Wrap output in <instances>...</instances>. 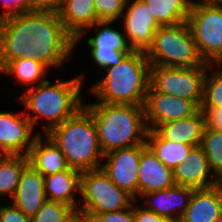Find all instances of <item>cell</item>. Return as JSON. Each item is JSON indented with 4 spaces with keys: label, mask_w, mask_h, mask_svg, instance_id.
I'll list each match as a JSON object with an SVG mask.
<instances>
[{
    "label": "cell",
    "mask_w": 222,
    "mask_h": 222,
    "mask_svg": "<svg viewBox=\"0 0 222 222\" xmlns=\"http://www.w3.org/2000/svg\"><path fill=\"white\" fill-rule=\"evenodd\" d=\"M58 13L28 11L2 19L0 70L11 60L29 58L47 68L61 66L74 49Z\"/></svg>",
    "instance_id": "6da1fadb"
},
{
    "label": "cell",
    "mask_w": 222,
    "mask_h": 222,
    "mask_svg": "<svg viewBox=\"0 0 222 222\" xmlns=\"http://www.w3.org/2000/svg\"><path fill=\"white\" fill-rule=\"evenodd\" d=\"M93 116L103 154L146 144L144 105L94 102L83 105Z\"/></svg>",
    "instance_id": "7a4b0ae2"
},
{
    "label": "cell",
    "mask_w": 222,
    "mask_h": 222,
    "mask_svg": "<svg viewBox=\"0 0 222 222\" xmlns=\"http://www.w3.org/2000/svg\"><path fill=\"white\" fill-rule=\"evenodd\" d=\"M104 70L105 77L89 89L97 102L144 105L150 82V63L145 51L132 50L119 64Z\"/></svg>",
    "instance_id": "3957f363"
},
{
    "label": "cell",
    "mask_w": 222,
    "mask_h": 222,
    "mask_svg": "<svg viewBox=\"0 0 222 222\" xmlns=\"http://www.w3.org/2000/svg\"><path fill=\"white\" fill-rule=\"evenodd\" d=\"M82 76H76L72 79L58 80L53 85L49 80L35 87L25 89L24 95L18 97L21 104L27 108L26 117L30 120L34 128L39 118L47 120L44 126V135L52 128L60 125L68 118L72 117L84 102L81 96Z\"/></svg>",
    "instance_id": "277c9868"
},
{
    "label": "cell",
    "mask_w": 222,
    "mask_h": 222,
    "mask_svg": "<svg viewBox=\"0 0 222 222\" xmlns=\"http://www.w3.org/2000/svg\"><path fill=\"white\" fill-rule=\"evenodd\" d=\"M59 147L70 168L80 172L101 168L104 154L92 114L83 106L46 133Z\"/></svg>",
    "instance_id": "5b68a950"
},
{
    "label": "cell",
    "mask_w": 222,
    "mask_h": 222,
    "mask_svg": "<svg viewBox=\"0 0 222 222\" xmlns=\"http://www.w3.org/2000/svg\"><path fill=\"white\" fill-rule=\"evenodd\" d=\"M146 55L150 66L207 67L200 57L187 21L159 27Z\"/></svg>",
    "instance_id": "8992f818"
},
{
    "label": "cell",
    "mask_w": 222,
    "mask_h": 222,
    "mask_svg": "<svg viewBox=\"0 0 222 222\" xmlns=\"http://www.w3.org/2000/svg\"><path fill=\"white\" fill-rule=\"evenodd\" d=\"M78 198V213L89 221L97 214L129 208L135 201L126 191L116 186L102 168L81 173Z\"/></svg>",
    "instance_id": "52a82bcc"
},
{
    "label": "cell",
    "mask_w": 222,
    "mask_h": 222,
    "mask_svg": "<svg viewBox=\"0 0 222 222\" xmlns=\"http://www.w3.org/2000/svg\"><path fill=\"white\" fill-rule=\"evenodd\" d=\"M187 23L200 57L214 63L222 53V3L193 0Z\"/></svg>",
    "instance_id": "ba28073f"
},
{
    "label": "cell",
    "mask_w": 222,
    "mask_h": 222,
    "mask_svg": "<svg viewBox=\"0 0 222 222\" xmlns=\"http://www.w3.org/2000/svg\"><path fill=\"white\" fill-rule=\"evenodd\" d=\"M205 74L206 67L150 66L149 85L157 92L189 99L200 108Z\"/></svg>",
    "instance_id": "9c48e42d"
},
{
    "label": "cell",
    "mask_w": 222,
    "mask_h": 222,
    "mask_svg": "<svg viewBox=\"0 0 222 222\" xmlns=\"http://www.w3.org/2000/svg\"><path fill=\"white\" fill-rule=\"evenodd\" d=\"M113 21H97L94 37L88 38L87 44L91 48V58L99 69L119 64L131 51L124 31L110 27Z\"/></svg>",
    "instance_id": "30bf717a"
},
{
    "label": "cell",
    "mask_w": 222,
    "mask_h": 222,
    "mask_svg": "<svg viewBox=\"0 0 222 222\" xmlns=\"http://www.w3.org/2000/svg\"><path fill=\"white\" fill-rule=\"evenodd\" d=\"M200 108L191 100L157 92L150 85L144 103L148 130L159 125L194 115Z\"/></svg>",
    "instance_id": "8fae6325"
},
{
    "label": "cell",
    "mask_w": 222,
    "mask_h": 222,
    "mask_svg": "<svg viewBox=\"0 0 222 222\" xmlns=\"http://www.w3.org/2000/svg\"><path fill=\"white\" fill-rule=\"evenodd\" d=\"M141 145L116 149L104 155L107 161L102 170L120 189L126 191L136 201L138 198V169Z\"/></svg>",
    "instance_id": "7c38bea8"
},
{
    "label": "cell",
    "mask_w": 222,
    "mask_h": 222,
    "mask_svg": "<svg viewBox=\"0 0 222 222\" xmlns=\"http://www.w3.org/2000/svg\"><path fill=\"white\" fill-rule=\"evenodd\" d=\"M123 31L132 50L147 51L152 45L154 34L159 28L144 0H134L125 5Z\"/></svg>",
    "instance_id": "4fadbf2b"
},
{
    "label": "cell",
    "mask_w": 222,
    "mask_h": 222,
    "mask_svg": "<svg viewBox=\"0 0 222 222\" xmlns=\"http://www.w3.org/2000/svg\"><path fill=\"white\" fill-rule=\"evenodd\" d=\"M30 120L22 113L0 112V155L28 156L36 137Z\"/></svg>",
    "instance_id": "5bb4252c"
},
{
    "label": "cell",
    "mask_w": 222,
    "mask_h": 222,
    "mask_svg": "<svg viewBox=\"0 0 222 222\" xmlns=\"http://www.w3.org/2000/svg\"><path fill=\"white\" fill-rule=\"evenodd\" d=\"M211 173L208 159L200 145L193 146L186 160L173 169L175 184L194 190L218 185L219 180L215 176L210 177Z\"/></svg>",
    "instance_id": "9a60e30c"
},
{
    "label": "cell",
    "mask_w": 222,
    "mask_h": 222,
    "mask_svg": "<svg viewBox=\"0 0 222 222\" xmlns=\"http://www.w3.org/2000/svg\"><path fill=\"white\" fill-rule=\"evenodd\" d=\"M174 185L173 169L165 166L146 144L141 145L137 200L146 193L166 190Z\"/></svg>",
    "instance_id": "2e32d148"
},
{
    "label": "cell",
    "mask_w": 222,
    "mask_h": 222,
    "mask_svg": "<svg viewBox=\"0 0 222 222\" xmlns=\"http://www.w3.org/2000/svg\"><path fill=\"white\" fill-rule=\"evenodd\" d=\"M58 15L74 46L98 21L94 0H63Z\"/></svg>",
    "instance_id": "e0dca14e"
},
{
    "label": "cell",
    "mask_w": 222,
    "mask_h": 222,
    "mask_svg": "<svg viewBox=\"0 0 222 222\" xmlns=\"http://www.w3.org/2000/svg\"><path fill=\"white\" fill-rule=\"evenodd\" d=\"M12 204L25 215L32 217L47 200L44 177L30 164L22 171L20 181L13 196Z\"/></svg>",
    "instance_id": "ac0fdd59"
},
{
    "label": "cell",
    "mask_w": 222,
    "mask_h": 222,
    "mask_svg": "<svg viewBox=\"0 0 222 222\" xmlns=\"http://www.w3.org/2000/svg\"><path fill=\"white\" fill-rule=\"evenodd\" d=\"M193 191L192 188L175 184L166 190L146 193L141 197L146 199V209L162 217H170L180 221L189 205ZM175 214L176 216H174Z\"/></svg>",
    "instance_id": "d6986e66"
},
{
    "label": "cell",
    "mask_w": 222,
    "mask_h": 222,
    "mask_svg": "<svg viewBox=\"0 0 222 222\" xmlns=\"http://www.w3.org/2000/svg\"><path fill=\"white\" fill-rule=\"evenodd\" d=\"M222 213V188L194 190L180 222H214Z\"/></svg>",
    "instance_id": "ffe728a7"
},
{
    "label": "cell",
    "mask_w": 222,
    "mask_h": 222,
    "mask_svg": "<svg viewBox=\"0 0 222 222\" xmlns=\"http://www.w3.org/2000/svg\"><path fill=\"white\" fill-rule=\"evenodd\" d=\"M45 142L40 133L36 134L28 154L29 164L32 165L43 177L63 172L70 167L59 147L46 134Z\"/></svg>",
    "instance_id": "44dd1931"
},
{
    "label": "cell",
    "mask_w": 222,
    "mask_h": 222,
    "mask_svg": "<svg viewBox=\"0 0 222 222\" xmlns=\"http://www.w3.org/2000/svg\"><path fill=\"white\" fill-rule=\"evenodd\" d=\"M205 115L199 109L194 115L159 125L155 130L167 141L198 146L203 137Z\"/></svg>",
    "instance_id": "7402d4cb"
},
{
    "label": "cell",
    "mask_w": 222,
    "mask_h": 222,
    "mask_svg": "<svg viewBox=\"0 0 222 222\" xmlns=\"http://www.w3.org/2000/svg\"><path fill=\"white\" fill-rule=\"evenodd\" d=\"M81 173L79 170L69 168L63 172L44 177V189L47 200L58 201L72 206L78 212L75 192L80 195Z\"/></svg>",
    "instance_id": "603a6c76"
},
{
    "label": "cell",
    "mask_w": 222,
    "mask_h": 222,
    "mask_svg": "<svg viewBox=\"0 0 222 222\" xmlns=\"http://www.w3.org/2000/svg\"><path fill=\"white\" fill-rule=\"evenodd\" d=\"M159 27L187 21L193 0H144Z\"/></svg>",
    "instance_id": "cb8c5ba5"
},
{
    "label": "cell",
    "mask_w": 222,
    "mask_h": 222,
    "mask_svg": "<svg viewBox=\"0 0 222 222\" xmlns=\"http://www.w3.org/2000/svg\"><path fill=\"white\" fill-rule=\"evenodd\" d=\"M146 145L165 166L171 169L183 163L193 147L190 144L167 141L156 130H148Z\"/></svg>",
    "instance_id": "d4e9b609"
},
{
    "label": "cell",
    "mask_w": 222,
    "mask_h": 222,
    "mask_svg": "<svg viewBox=\"0 0 222 222\" xmlns=\"http://www.w3.org/2000/svg\"><path fill=\"white\" fill-rule=\"evenodd\" d=\"M49 69L42 63L29 59H17L9 61L1 70L0 73L12 75L16 78L17 83L28 86L25 89L35 87L43 82H46L45 74ZM30 86V87H29Z\"/></svg>",
    "instance_id": "484cf974"
},
{
    "label": "cell",
    "mask_w": 222,
    "mask_h": 222,
    "mask_svg": "<svg viewBox=\"0 0 222 222\" xmlns=\"http://www.w3.org/2000/svg\"><path fill=\"white\" fill-rule=\"evenodd\" d=\"M28 164V156L0 155V196L13 198L21 173Z\"/></svg>",
    "instance_id": "4316f807"
},
{
    "label": "cell",
    "mask_w": 222,
    "mask_h": 222,
    "mask_svg": "<svg viewBox=\"0 0 222 222\" xmlns=\"http://www.w3.org/2000/svg\"><path fill=\"white\" fill-rule=\"evenodd\" d=\"M213 176L222 178V132L205 126L200 143Z\"/></svg>",
    "instance_id": "83f0119b"
},
{
    "label": "cell",
    "mask_w": 222,
    "mask_h": 222,
    "mask_svg": "<svg viewBox=\"0 0 222 222\" xmlns=\"http://www.w3.org/2000/svg\"><path fill=\"white\" fill-rule=\"evenodd\" d=\"M78 212L68 204L46 200L38 212L31 217V222H69Z\"/></svg>",
    "instance_id": "f1b7e54d"
},
{
    "label": "cell",
    "mask_w": 222,
    "mask_h": 222,
    "mask_svg": "<svg viewBox=\"0 0 222 222\" xmlns=\"http://www.w3.org/2000/svg\"><path fill=\"white\" fill-rule=\"evenodd\" d=\"M213 64H207L203 83V99L200 107L222 106V69L216 71ZM211 68L213 70H211ZM210 69V70H209ZM208 71H212L209 75Z\"/></svg>",
    "instance_id": "f546056e"
},
{
    "label": "cell",
    "mask_w": 222,
    "mask_h": 222,
    "mask_svg": "<svg viewBox=\"0 0 222 222\" xmlns=\"http://www.w3.org/2000/svg\"><path fill=\"white\" fill-rule=\"evenodd\" d=\"M126 3L123 0H94L98 21H115L122 17Z\"/></svg>",
    "instance_id": "4dcf8cb0"
},
{
    "label": "cell",
    "mask_w": 222,
    "mask_h": 222,
    "mask_svg": "<svg viewBox=\"0 0 222 222\" xmlns=\"http://www.w3.org/2000/svg\"><path fill=\"white\" fill-rule=\"evenodd\" d=\"M134 203L126 209L114 212H105L95 215L90 222H135Z\"/></svg>",
    "instance_id": "1f68e13d"
},
{
    "label": "cell",
    "mask_w": 222,
    "mask_h": 222,
    "mask_svg": "<svg viewBox=\"0 0 222 222\" xmlns=\"http://www.w3.org/2000/svg\"><path fill=\"white\" fill-rule=\"evenodd\" d=\"M1 222H31V217L25 215L11 201L7 206H0Z\"/></svg>",
    "instance_id": "d6a6232c"
},
{
    "label": "cell",
    "mask_w": 222,
    "mask_h": 222,
    "mask_svg": "<svg viewBox=\"0 0 222 222\" xmlns=\"http://www.w3.org/2000/svg\"><path fill=\"white\" fill-rule=\"evenodd\" d=\"M205 115L206 127L222 132V106L200 107Z\"/></svg>",
    "instance_id": "836d02e7"
},
{
    "label": "cell",
    "mask_w": 222,
    "mask_h": 222,
    "mask_svg": "<svg viewBox=\"0 0 222 222\" xmlns=\"http://www.w3.org/2000/svg\"><path fill=\"white\" fill-rule=\"evenodd\" d=\"M63 0H28V11L58 13Z\"/></svg>",
    "instance_id": "e575fe53"
},
{
    "label": "cell",
    "mask_w": 222,
    "mask_h": 222,
    "mask_svg": "<svg viewBox=\"0 0 222 222\" xmlns=\"http://www.w3.org/2000/svg\"><path fill=\"white\" fill-rule=\"evenodd\" d=\"M5 9L1 13V18L5 19L20 13L28 12V0H0Z\"/></svg>",
    "instance_id": "d590c367"
},
{
    "label": "cell",
    "mask_w": 222,
    "mask_h": 222,
    "mask_svg": "<svg viewBox=\"0 0 222 222\" xmlns=\"http://www.w3.org/2000/svg\"><path fill=\"white\" fill-rule=\"evenodd\" d=\"M134 217L135 222H155V213L151 210L141 208V206L134 204Z\"/></svg>",
    "instance_id": "8d00e7d4"
},
{
    "label": "cell",
    "mask_w": 222,
    "mask_h": 222,
    "mask_svg": "<svg viewBox=\"0 0 222 222\" xmlns=\"http://www.w3.org/2000/svg\"><path fill=\"white\" fill-rule=\"evenodd\" d=\"M155 222H180V221L170 217H162L155 213Z\"/></svg>",
    "instance_id": "74e56055"
},
{
    "label": "cell",
    "mask_w": 222,
    "mask_h": 222,
    "mask_svg": "<svg viewBox=\"0 0 222 222\" xmlns=\"http://www.w3.org/2000/svg\"><path fill=\"white\" fill-rule=\"evenodd\" d=\"M69 222H90L86 217L81 214H77L71 221Z\"/></svg>",
    "instance_id": "f35d334b"
},
{
    "label": "cell",
    "mask_w": 222,
    "mask_h": 222,
    "mask_svg": "<svg viewBox=\"0 0 222 222\" xmlns=\"http://www.w3.org/2000/svg\"><path fill=\"white\" fill-rule=\"evenodd\" d=\"M215 63H212L213 65L215 64L218 68L222 69V53L220 54V56L214 61Z\"/></svg>",
    "instance_id": "ab89813d"
},
{
    "label": "cell",
    "mask_w": 222,
    "mask_h": 222,
    "mask_svg": "<svg viewBox=\"0 0 222 222\" xmlns=\"http://www.w3.org/2000/svg\"><path fill=\"white\" fill-rule=\"evenodd\" d=\"M210 3H222V0H203Z\"/></svg>",
    "instance_id": "60d3db41"
},
{
    "label": "cell",
    "mask_w": 222,
    "mask_h": 222,
    "mask_svg": "<svg viewBox=\"0 0 222 222\" xmlns=\"http://www.w3.org/2000/svg\"><path fill=\"white\" fill-rule=\"evenodd\" d=\"M214 222H222V213L220 214V216Z\"/></svg>",
    "instance_id": "b9f144b4"
},
{
    "label": "cell",
    "mask_w": 222,
    "mask_h": 222,
    "mask_svg": "<svg viewBox=\"0 0 222 222\" xmlns=\"http://www.w3.org/2000/svg\"><path fill=\"white\" fill-rule=\"evenodd\" d=\"M1 23H2V18H1V12H0V29H1Z\"/></svg>",
    "instance_id": "7bdbcfd3"
},
{
    "label": "cell",
    "mask_w": 222,
    "mask_h": 222,
    "mask_svg": "<svg viewBox=\"0 0 222 222\" xmlns=\"http://www.w3.org/2000/svg\"><path fill=\"white\" fill-rule=\"evenodd\" d=\"M219 185H220L221 188H222V178L219 180Z\"/></svg>",
    "instance_id": "ee69618b"
},
{
    "label": "cell",
    "mask_w": 222,
    "mask_h": 222,
    "mask_svg": "<svg viewBox=\"0 0 222 222\" xmlns=\"http://www.w3.org/2000/svg\"><path fill=\"white\" fill-rule=\"evenodd\" d=\"M126 4L130 3V0H123Z\"/></svg>",
    "instance_id": "f6af8a7d"
}]
</instances>
